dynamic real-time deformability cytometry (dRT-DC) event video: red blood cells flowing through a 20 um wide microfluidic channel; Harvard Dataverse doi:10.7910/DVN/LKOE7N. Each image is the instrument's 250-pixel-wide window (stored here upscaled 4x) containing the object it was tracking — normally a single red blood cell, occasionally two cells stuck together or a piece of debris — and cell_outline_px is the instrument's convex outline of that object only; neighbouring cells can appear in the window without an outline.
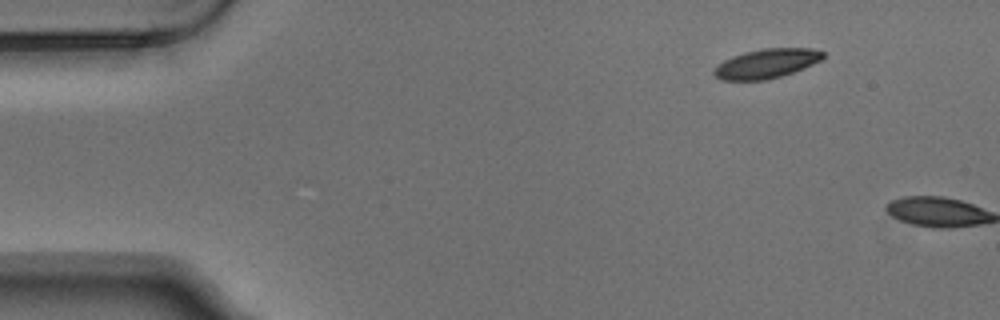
{"species": "Egyptian fruit bat (a non-hibernating species)", "species_latin": "Rousettus aegyptiacus", "temperature_condition": "warm", "stored_images_in_passage": 2, "camera_frame_rate_fps": 3000, "um_per_image_px": 0.085, "animal": {"sex": "male"}, "frame": {"image": 1, "passage_image": 1, "time_ms": 0.0, "image_size_px": [1000, 320], "cell_outline_px": [[824, 56], [820, 60], [804, 68], [780, 76], [764, 80], [720, 80], [712, 72], [712, 68], [724, 60], [744, 52], [764, 48], [812, 48], [824, 52]], "centroid_in_image_um": [65.12, 5.4], "position_along_channel_um": 19.9, "area_um2": 18.55}}